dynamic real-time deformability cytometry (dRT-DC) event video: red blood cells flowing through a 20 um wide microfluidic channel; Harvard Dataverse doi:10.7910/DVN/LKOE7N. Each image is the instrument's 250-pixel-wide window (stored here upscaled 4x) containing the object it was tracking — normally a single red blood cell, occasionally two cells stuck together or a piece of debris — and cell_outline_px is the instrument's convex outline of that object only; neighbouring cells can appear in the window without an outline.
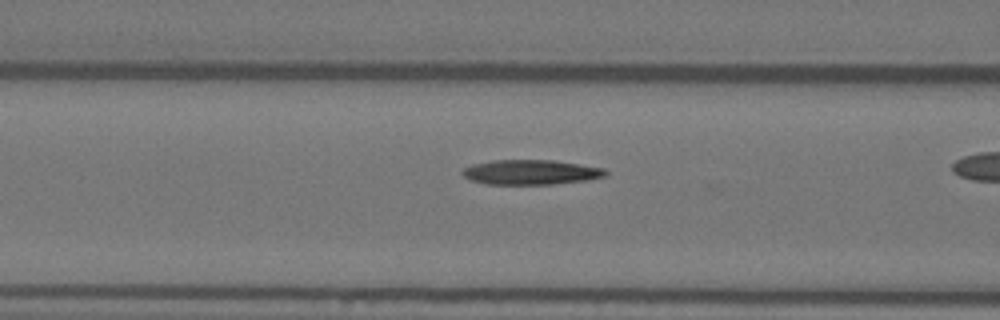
{"species": "Egyptian fruit bat (a non-hibernating species)", "species_latin": "Rousettus aegyptiacus", "temperature_condition": "warm", "stored_images_in_passage": 43, "camera_frame_rate_fps": 3000, "um_per_image_px": 0.085, "animal": {"sex": "female"}, "frame": {"image": 1, "passage_image": 22, "time_ms": 7.0, "image_size_px": [1000, 320], "cell_outline_px": [[608, 172], [604, 176], [588, 180], [552, 184], [484, 184], [468, 180], [460, 172], [464, 168], [472, 164], [492, 160], [556, 160], [604, 168]], "centroid_in_image_um": [45.08, 14.63], "position_along_channel_um": 121.5, "area_um2": 20.87}}
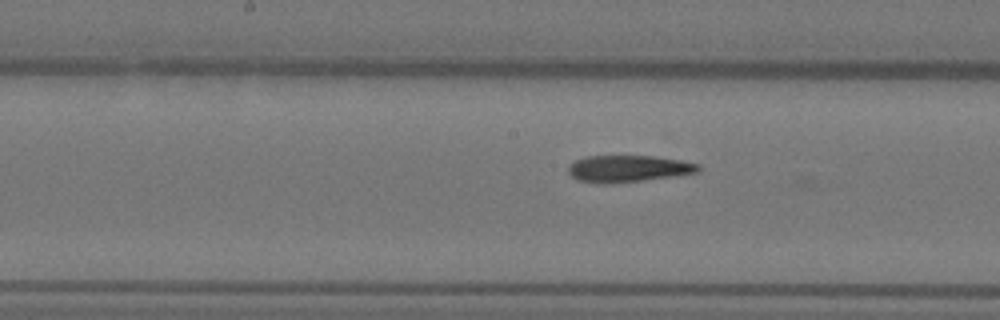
{"frame": {"image": 2, "passage_image": 28, "time_ms": 9.0, "image_size_px": [1000, 320], "cell_outline_px": [[700, 168], [696, 172], [672, 176], [640, 180], [604, 184], [596, 184], [576, 180], [568, 172], [568, 164], [584, 156], [652, 156], [680, 160], [700, 164]], "centroid_in_image_um": [53.32, 14.33], "position_along_channel_um": 194.9, "area_um2": 20.17}}
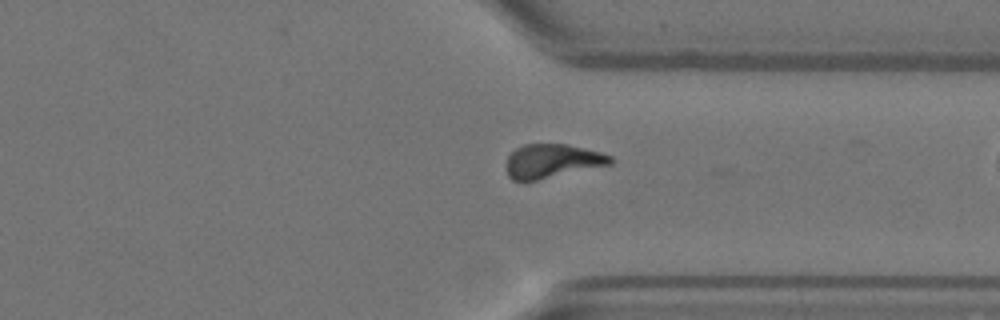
{"frame": {"image": 3, "passage_image": 42, "time_ms": 13.667, "image_size_px": [1000, 320], "cell_outline_px": [[612, 164], [536, 180], [512, 180], [508, 176], [504, 164], [508, 156], [516, 148], [524, 144], [568, 144], [600, 152], [612, 156]], "centroid_in_image_um": [46.9, 13.68], "position_along_channel_um": 364.5, "area_um2": 20.52}}